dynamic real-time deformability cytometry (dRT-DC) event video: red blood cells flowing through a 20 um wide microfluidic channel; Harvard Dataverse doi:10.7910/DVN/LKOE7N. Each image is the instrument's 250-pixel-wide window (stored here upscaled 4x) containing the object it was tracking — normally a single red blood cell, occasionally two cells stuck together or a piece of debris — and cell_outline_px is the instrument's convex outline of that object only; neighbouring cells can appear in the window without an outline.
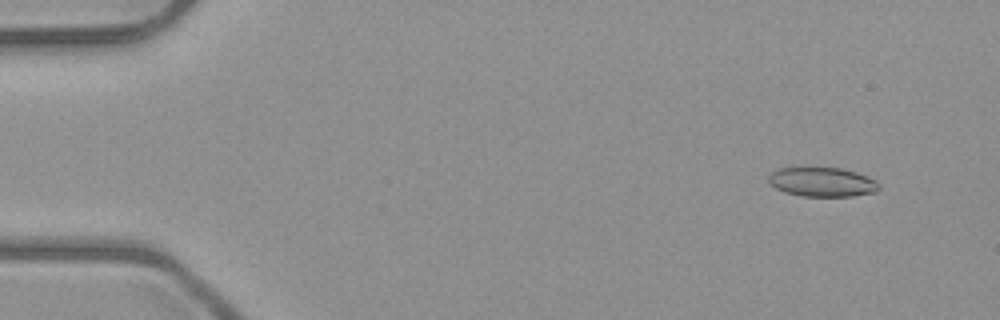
{"species": "common noctule bat (a hibernating species)", "species_latin": "Nyctalus noctula", "temperature_condition": "room temperature", "stored_images_in_passage": 4, "camera_frame_rate_fps": 3000, "um_per_image_px": 0.085, "animal": {"sex": "male", "body_mass_g": 23.1, "forearm_length_mm": 52.7}, "frame": {"image": 1, "passage_image": 1, "time_ms": 0.0, "image_size_px": [1000, 320], "cell_outline_px": [[880, 188], [876, 192], [852, 196], [800, 196], [784, 192], [776, 188], [768, 180], [768, 176], [772, 172], [780, 168], [840, 168], [856, 172], [868, 176], [876, 180], [880, 184]], "centroid_in_image_um": [69.92, 15.48], "position_along_channel_um": 15.1, "area_um2": 18.84}}
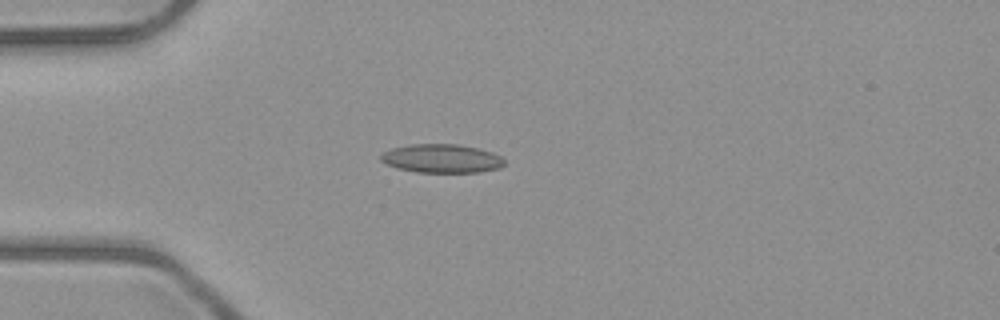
{"frame": {"image": 2, "passage_image": 4, "time_ms": 3.333, "image_size_px": [1000, 320], "cell_outline_px": [[504, 164], [500, 168], [480, 172], [416, 172], [396, 168], [380, 160], [380, 152], [392, 148], [408, 144], [456, 144], [476, 148], [492, 152], [500, 156], [504, 160]], "centroid_in_image_um": [37.5, 13.47], "position_along_channel_um": 47.5, "area_um2": 20.69}}